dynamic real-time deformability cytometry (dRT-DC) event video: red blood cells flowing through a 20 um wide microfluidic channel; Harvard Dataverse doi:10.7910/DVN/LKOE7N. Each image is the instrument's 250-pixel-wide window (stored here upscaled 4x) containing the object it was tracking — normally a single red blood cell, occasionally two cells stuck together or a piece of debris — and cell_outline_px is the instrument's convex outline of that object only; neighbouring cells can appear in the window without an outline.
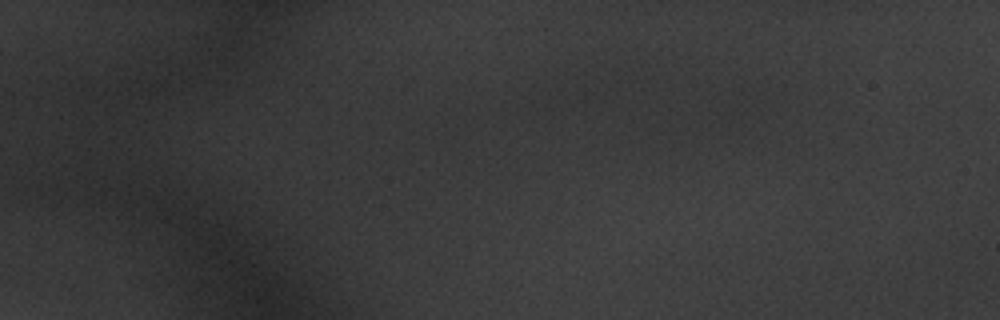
{"species": "common noctule bat (a hibernating species)", "species_latin": "Nyctalus noctula", "temperature_condition": "warm", "stored_images_in_passage": 3, "camera_frame_rate_fps": 3000, "um_per_image_px": 0.085, "animal": {"sex": "male", "body_mass_g": 20.1, "forearm_length_mm": 53.5}, "frame": {"image": 1, "passage_image": 1, "time_ms": 0.0, "image_size_px": [1000, 320], "cell_outline_px": [[760, 116], [732, 120], [720, 120], [712, 116], [708, 112], [732, 80], [744, 80], [752, 84]], "centroid_in_image_um": [62.57, 8.7], "position_along_channel_um": 22.4, "area_um2": 10.29}}